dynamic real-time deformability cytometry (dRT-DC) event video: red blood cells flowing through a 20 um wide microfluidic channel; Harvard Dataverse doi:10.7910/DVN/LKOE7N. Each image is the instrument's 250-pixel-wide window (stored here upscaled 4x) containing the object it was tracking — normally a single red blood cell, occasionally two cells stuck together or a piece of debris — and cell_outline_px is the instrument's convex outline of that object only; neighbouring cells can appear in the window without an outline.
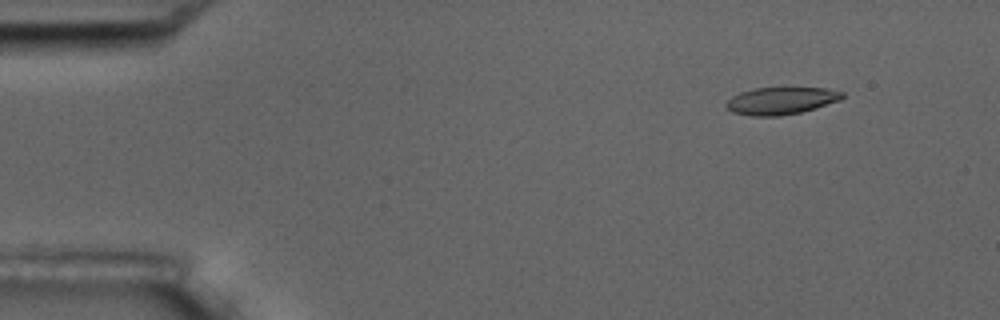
{"species": "common noctule bat (a hibernating species)", "species_latin": "Nyctalus noctula", "temperature_condition": "room temperature", "stored_images_in_passage": 5, "camera_frame_rate_fps": 3000, "um_per_image_px": 0.085, "animal": {"sex": "male", "body_mass_g": 17.5, "forearm_length_mm": 52.3}, "frame": {"image": 1, "passage_image": 2, "time_ms": 1.333, "image_size_px": [1000, 320], "cell_outline_px": [[844, 96], [840, 100], [816, 108], [800, 112], [780, 116], [752, 116], [732, 112], [724, 104], [732, 96], [740, 92], [756, 88], [828, 88], [844, 92]], "centroid_in_image_um": [66.4, 8.56], "position_along_channel_um": 18.6, "area_um2": 18.44}}